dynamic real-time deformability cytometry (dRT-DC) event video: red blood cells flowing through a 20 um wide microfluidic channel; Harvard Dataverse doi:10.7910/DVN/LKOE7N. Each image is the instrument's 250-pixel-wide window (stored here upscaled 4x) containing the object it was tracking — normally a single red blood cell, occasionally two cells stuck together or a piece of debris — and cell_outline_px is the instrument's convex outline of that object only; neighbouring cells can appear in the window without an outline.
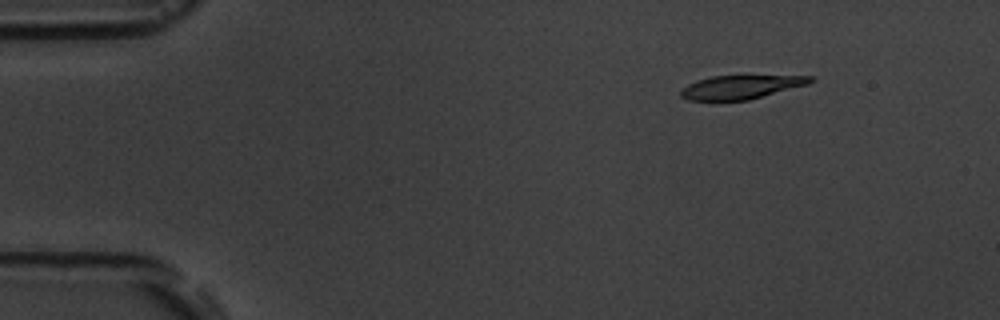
{"species": "common noctule bat (a hibernating species)", "species_latin": "Nyctalus noctula", "temperature_condition": "room temperature", "stored_images_in_passage": 4, "camera_frame_rate_fps": 3000, "um_per_image_px": 0.085, "animal": {"sex": "male", "body_mass_g": 19.5, "forearm_length_mm": 54.6}, "frame": {"image": 1, "passage_image": 2, "time_ms": 1.333, "image_size_px": [1000, 320], "cell_outline_px": [[816, 80], [808, 84], [748, 100], [688, 100], [680, 96], [680, 88], [696, 80], [712, 76], [812, 76]], "centroid_in_image_um": [62.94, 7.4], "position_along_channel_um": 22.1, "area_um2": 17.74}}